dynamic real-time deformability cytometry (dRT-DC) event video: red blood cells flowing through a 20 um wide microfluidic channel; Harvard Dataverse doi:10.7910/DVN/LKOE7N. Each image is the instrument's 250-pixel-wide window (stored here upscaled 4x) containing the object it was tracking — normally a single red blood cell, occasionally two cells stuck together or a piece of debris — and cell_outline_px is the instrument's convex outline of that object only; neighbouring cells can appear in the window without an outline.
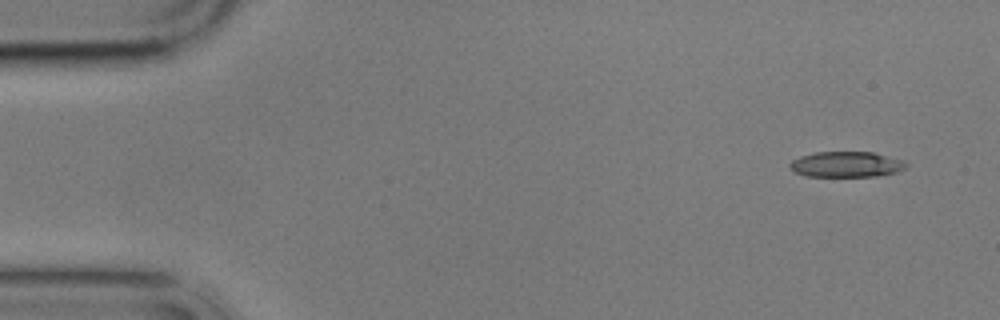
{"species": "common noctule bat (a hibernating species)", "species_latin": "Nyctalus noctula", "temperature_condition": "cold", "stored_images_in_passage": 13, "camera_frame_rate_fps": 3000, "um_per_image_px": 0.085, "animal": {"sex": "male", "body_mass_g": 17.9}, "frame": {"image": 1, "passage_image": 1, "time_ms": 0.0, "image_size_px": [1000, 320], "cell_outline_px": [[908, 164], [904, 168], [896, 172], [876, 176], [804, 176], [796, 172], [788, 164], [792, 160], [800, 156], [816, 152], [872, 152], [904, 160]], "centroid_in_image_um": [71.94, 13.97], "position_along_channel_um": 13.1, "area_um2": 17.22}}
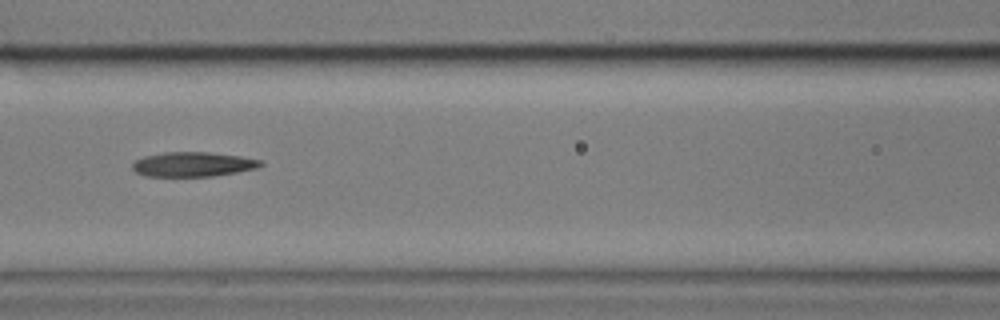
{"frame": {"image": 2, "passage_image": 6, "time_ms": 7.0, "image_size_px": [1000, 320], "cell_outline_px": [[264, 164], [256, 168], [236, 172], [212, 176], [144, 176], [136, 172], [132, 168], [132, 164], [136, 160], [144, 156], [164, 152], [208, 152], [240, 156], [264, 160]], "centroid_in_image_um": [16.41, 13.96], "position_along_channel_um": 150.2, "area_um2": 18.38}}
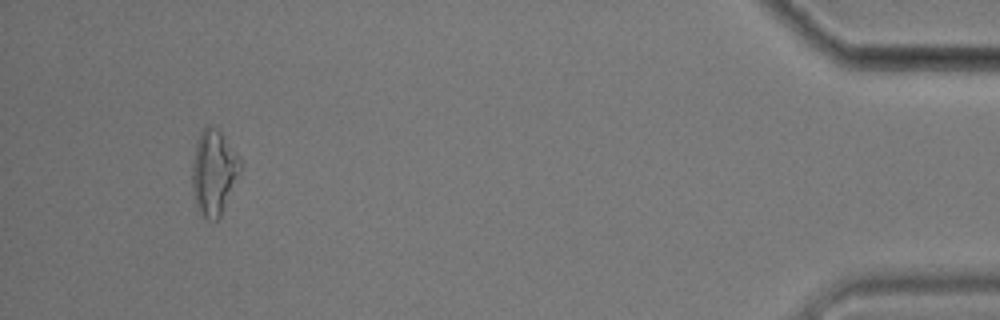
{"frame": {"image": 3, "passage_image": 13, "time_ms": 16.667, "image_size_px": [1000, 320], "cell_outline_px": [[240, 172], [220, 216], [216, 220], [208, 220], [200, 216], [196, 208], [192, 192], [192, 160], [200, 128], [208, 124], [216, 128], [220, 132], [240, 160]], "centroid_in_image_um": [18.11, 14.67], "position_along_channel_um": 417.1, "area_um2": 23.81}}